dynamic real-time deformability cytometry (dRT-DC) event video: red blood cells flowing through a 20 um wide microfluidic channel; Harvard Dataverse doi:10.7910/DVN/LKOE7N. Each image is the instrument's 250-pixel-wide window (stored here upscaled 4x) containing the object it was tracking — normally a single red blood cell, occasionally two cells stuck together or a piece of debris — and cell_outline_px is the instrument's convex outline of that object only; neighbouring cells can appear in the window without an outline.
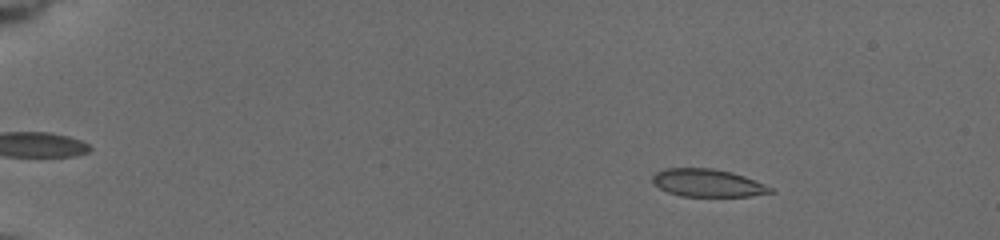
{"species": "common noctule bat (a hibernating species)", "species_latin": "Nyctalus noctula", "temperature_condition": "cold", "stored_images_in_passage": 53, "camera_frame_rate_fps": 3000, "um_per_image_px": 0.085, "animal": {"sex": "female", "body_mass_g": 19.5, "forearm_length_mm": 54.1}, "frame": {"image": 1, "passage_image": 5, "time_ms": 1.333, "image_size_px": [1000, 240], "cell_outline_px": [[776, 192], [752, 196], [680, 196], [668, 192], [660, 188], [652, 180], [652, 176], [656, 172], [664, 168], [712, 168], [732, 172], [744, 176], [764, 184], [772, 188]], "centroid_in_image_um": [60.16, 15.55], "position_along_channel_um": 24.8, "area_um2": 19.02}}
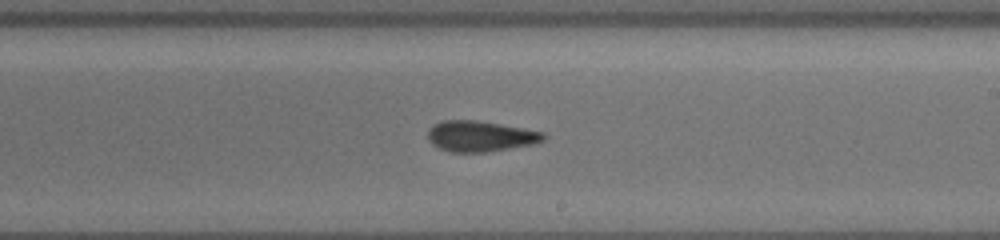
{"frame": {"image": 2, "passage_image": 32, "time_ms": 10.333, "image_size_px": [1000, 240], "cell_outline_px": [[548, 136], [544, 140], [532, 144], [484, 152], [452, 152], [440, 148], [432, 144], [428, 140], [428, 128], [432, 124], [440, 120], [476, 120], [500, 124], [544, 132]], "centroid_in_image_um": [40.79, 11.56], "position_along_channel_um": 248.2, "area_um2": 20.69}}
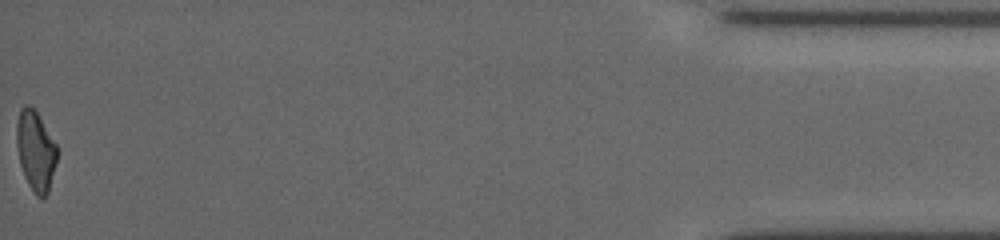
{"frame": {"image": 3, "passage_image": 53, "time_ms": 17.333, "image_size_px": [1000, 240], "cell_outline_px": [[56, 164], [48, 192], [44, 200], [40, 200], [36, 196], [28, 184], [24, 176], [20, 164], [16, 144], [16, 124], [20, 108], [24, 104], [28, 104], [36, 112], [56, 144]], "centroid_in_image_um": [3.0, 12.85], "position_along_channel_um": 432.2, "area_um2": 18.84}, "authors_computed_cell_mechanics": {"area_um2": 20.2878, "velocity_mm_per_s": 3.7661, "shape_relaxation_time_tau1_ms": 6.4872, "shape_relaxation_time_tau2_ms": 3.1301, "deformation_change_tau1": 0.1408, "deformation_change_tau2": 0.1055}}